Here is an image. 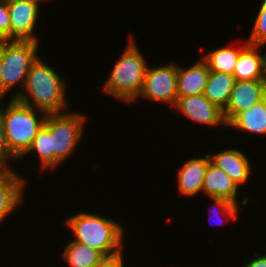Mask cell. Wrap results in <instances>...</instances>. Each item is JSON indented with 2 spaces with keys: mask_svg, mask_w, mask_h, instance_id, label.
Wrapping results in <instances>:
<instances>
[{
  "mask_svg": "<svg viewBox=\"0 0 266 267\" xmlns=\"http://www.w3.org/2000/svg\"><path fill=\"white\" fill-rule=\"evenodd\" d=\"M23 88L11 99L47 114L63 113L68 108L66 81L40 57L31 65Z\"/></svg>",
  "mask_w": 266,
  "mask_h": 267,
  "instance_id": "1",
  "label": "cell"
},
{
  "mask_svg": "<svg viewBox=\"0 0 266 267\" xmlns=\"http://www.w3.org/2000/svg\"><path fill=\"white\" fill-rule=\"evenodd\" d=\"M65 220L66 227L73 231L74 241L98 250L105 257L122 252L124 226L115 220L84 211Z\"/></svg>",
  "mask_w": 266,
  "mask_h": 267,
  "instance_id": "2",
  "label": "cell"
},
{
  "mask_svg": "<svg viewBox=\"0 0 266 267\" xmlns=\"http://www.w3.org/2000/svg\"><path fill=\"white\" fill-rule=\"evenodd\" d=\"M147 68L144 56L130 35L102 90L119 101L134 103L141 93Z\"/></svg>",
  "mask_w": 266,
  "mask_h": 267,
  "instance_id": "3",
  "label": "cell"
},
{
  "mask_svg": "<svg viewBox=\"0 0 266 267\" xmlns=\"http://www.w3.org/2000/svg\"><path fill=\"white\" fill-rule=\"evenodd\" d=\"M47 115L44 111L22 104L16 99L10 98L6 108L2 104L6 141L9 151L18 160L31 147Z\"/></svg>",
  "mask_w": 266,
  "mask_h": 267,
  "instance_id": "4",
  "label": "cell"
},
{
  "mask_svg": "<svg viewBox=\"0 0 266 267\" xmlns=\"http://www.w3.org/2000/svg\"><path fill=\"white\" fill-rule=\"evenodd\" d=\"M40 42L34 40H3L0 55L3 60L2 100L17 84L24 87L27 73L37 60Z\"/></svg>",
  "mask_w": 266,
  "mask_h": 267,
  "instance_id": "5",
  "label": "cell"
},
{
  "mask_svg": "<svg viewBox=\"0 0 266 267\" xmlns=\"http://www.w3.org/2000/svg\"><path fill=\"white\" fill-rule=\"evenodd\" d=\"M86 115L80 112L48 114L44 127L50 132L52 150H54V169L62 165L74 153L84 132ZM71 155V156H70Z\"/></svg>",
  "mask_w": 266,
  "mask_h": 267,
  "instance_id": "6",
  "label": "cell"
},
{
  "mask_svg": "<svg viewBox=\"0 0 266 267\" xmlns=\"http://www.w3.org/2000/svg\"><path fill=\"white\" fill-rule=\"evenodd\" d=\"M177 74L178 65L173 62L160 67L148 65L138 98L143 97L149 101L166 103L174 108L178 97Z\"/></svg>",
  "mask_w": 266,
  "mask_h": 267,
  "instance_id": "7",
  "label": "cell"
},
{
  "mask_svg": "<svg viewBox=\"0 0 266 267\" xmlns=\"http://www.w3.org/2000/svg\"><path fill=\"white\" fill-rule=\"evenodd\" d=\"M174 108L177 109L176 113L181 112L195 123L210 127L227 126L222 110L212 104L203 94L177 97Z\"/></svg>",
  "mask_w": 266,
  "mask_h": 267,
  "instance_id": "8",
  "label": "cell"
},
{
  "mask_svg": "<svg viewBox=\"0 0 266 267\" xmlns=\"http://www.w3.org/2000/svg\"><path fill=\"white\" fill-rule=\"evenodd\" d=\"M266 97V89L262 81L236 80L226 108L222 111L228 125L239 113L252 107Z\"/></svg>",
  "mask_w": 266,
  "mask_h": 267,
  "instance_id": "9",
  "label": "cell"
},
{
  "mask_svg": "<svg viewBox=\"0 0 266 267\" xmlns=\"http://www.w3.org/2000/svg\"><path fill=\"white\" fill-rule=\"evenodd\" d=\"M11 22V39L34 40L39 38L34 34L36 22L39 19V5L21 0H7Z\"/></svg>",
  "mask_w": 266,
  "mask_h": 267,
  "instance_id": "10",
  "label": "cell"
},
{
  "mask_svg": "<svg viewBox=\"0 0 266 267\" xmlns=\"http://www.w3.org/2000/svg\"><path fill=\"white\" fill-rule=\"evenodd\" d=\"M26 182L12 168L0 169V224L23 203Z\"/></svg>",
  "mask_w": 266,
  "mask_h": 267,
  "instance_id": "11",
  "label": "cell"
},
{
  "mask_svg": "<svg viewBox=\"0 0 266 267\" xmlns=\"http://www.w3.org/2000/svg\"><path fill=\"white\" fill-rule=\"evenodd\" d=\"M238 191L239 186L234 180L209 161L201 193H204L209 198H222L239 205V200L237 199Z\"/></svg>",
  "mask_w": 266,
  "mask_h": 267,
  "instance_id": "12",
  "label": "cell"
},
{
  "mask_svg": "<svg viewBox=\"0 0 266 267\" xmlns=\"http://www.w3.org/2000/svg\"><path fill=\"white\" fill-rule=\"evenodd\" d=\"M209 161L210 157L207 153L204 157L192 158L184 162L178 169L179 193L185 197H195L201 192Z\"/></svg>",
  "mask_w": 266,
  "mask_h": 267,
  "instance_id": "13",
  "label": "cell"
},
{
  "mask_svg": "<svg viewBox=\"0 0 266 267\" xmlns=\"http://www.w3.org/2000/svg\"><path fill=\"white\" fill-rule=\"evenodd\" d=\"M210 161L226 172L240 187L245 184L251 175V161L245 153L237 149H225L216 154H209Z\"/></svg>",
  "mask_w": 266,
  "mask_h": 267,
  "instance_id": "14",
  "label": "cell"
},
{
  "mask_svg": "<svg viewBox=\"0 0 266 267\" xmlns=\"http://www.w3.org/2000/svg\"><path fill=\"white\" fill-rule=\"evenodd\" d=\"M207 63L200 58L188 68H183L178 64L177 74V95L187 97L203 94L205 85L209 77Z\"/></svg>",
  "mask_w": 266,
  "mask_h": 267,
  "instance_id": "15",
  "label": "cell"
},
{
  "mask_svg": "<svg viewBox=\"0 0 266 267\" xmlns=\"http://www.w3.org/2000/svg\"><path fill=\"white\" fill-rule=\"evenodd\" d=\"M235 83L236 78L233 74L210 71L203 95L223 111Z\"/></svg>",
  "mask_w": 266,
  "mask_h": 267,
  "instance_id": "16",
  "label": "cell"
},
{
  "mask_svg": "<svg viewBox=\"0 0 266 267\" xmlns=\"http://www.w3.org/2000/svg\"><path fill=\"white\" fill-rule=\"evenodd\" d=\"M238 132L266 135V97L244 112L239 113L228 125Z\"/></svg>",
  "mask_w": 266,
  "mask_h": 267,
  "instance_id": "17",
  "label": "cell"
},
{
  "mask_svg": "<svg viewBox=\"0 0 266 267\" xmlns=\"http://www.w3.org/2000/svg\"><path fill=\"white\" fill-rule=\"evenodd\" d=\"M259 46L247 44L239 54L233 75L236 80H262V55Z\"/></svg>",
  "mask_w": 266,
  "mask_h": 267,
  "instance_id": "18",
  "label": "cell"
},
{
  "mask_svg": "<svg viewBox=\"0 0 266 267\" xmlns=\"http://www.w3.org/2000/svg\"><path fill=\"white\" fill-rule=\"evenodd\" d=\"M62 257L69 267H97L105 258L98 250L74 240L66 244Z\"/></svg>",
  "mask_w": 266,
  "mask_h": 267,
  "instance_id": "19",
  "label": "cell"
},
{
  "mask_svg": "<svg viewBox=\"0 0 266 267\" xmlns=\"http://www.w3.org/2000/svg\"><path fill=\"white\" fill-rule=\"evenodd\" d=\"M240 47H218L214 50H207V53L202 56V59L207 63L210 71L233 74L234 68L237 63L240 51L248 44Z\"/></svg>",
  "mask_w": 266,
  "mask_h": 267,
  "instance_id": "20",
  "label": "cell"
},
{
  "mask_svg": "<svg viewBox=\"0 0 266 267\" xmlns=\"http://www.w3.org/2000/svg\"><path fill=\"white\" fill-rule=\"evenodd\" d=\"M36 152L39 156L40 168L43 170L54 169V150H52L50 132L43 126L36 137L34 138L31 147L20 158H25L26 155Z\"/></svg>",
  "mask_w": 266,
  "mask_h": 267,
  "instance_id": "21",
  "label": "cell"
},
{
  "mask_svg": "<svg viewBox=\"0 0 266 267\" xmlns=\"http://www.w3.org/2000/svg\"><path fill=\"white\" fill-rule=\"evenodd\" d=\"M249 34L247 42L251 45L262 47L266 44V0H263Z\"/></svg>",
  "mask_w": 266,
  "mask_h": 267,
  "instance_id": "22",
  "label": "cell"
},
{
  "mask_svg": "<svg viewBox=\"0 0 266 267\" xmlns=\"http://www.w3.org/2000/svg\"><path fill=\"white\" fill-rule=\"evenodd\" d=\"M214 202V207L216 210L213 209V211H218L219 214L223 215L226 219L225 222H227L229 219L236 220L239 215V211L241 212L244 208L233 204L232 202H229L222 198H210ZM212 206V207H213ZM221 218V217H220Z\"/></svg>",
  "mask_w": 266,
  "mask_h": 267,
  "instance_id": "23",
  "label": "cell"
},
{
  "mask_svg": "<svg viewBox=\"0 0 266 267\" xmlns=\"http://www.w3.org/2000/svg\"><path fill=\"white\" fill-rule=\"evenodd\" d=\"M0 100V169L11 168L8 159L17 160V158L9 151L8 144L6 141L4 122L2 118V105Z\"/></svg>",
  "mask_w": 266,
  "mask_h": 267,
  "instance_id": "24",
  "label": "cell"
},
{
  "mask_svg": "<svg viewBox=\"0 0 266 267\" xmlns=\"http://www.w3.org/2000/svg\"><path fill=\"white\" fill-rule=\"evenodd\" d=\"M0 37L3 40L11 39V22L7 0H0Z\"/></svg>",
  "mask_w": 266,
  "mask_h": 267,
  "instance_id": "25",
  "label": "cell"
},
{
  "mask_svg": "<svg viewBox=\"0 0 266 267\" xmlns=\"http://www.w3.org/2000/svg\"><path fill=\"white\" fill-rule=\"evenodd\" d=\"M124 261H123V251L113 255L105 257L97 267H123Z\"/></svg>",
  "mask_w": 266,
  "mask_h": 267,
  "instance_id": "26",
  "label": "cell"
},
{
  "mask_svg": "<svg viewBox=\"0 0 266 267\" xmlns=\"http://www.w3.org/2000/svg\"><path fill=\"white\" fill-rule=\"evenodd\" d=\"M254 259L248 261L242 267H266V254L255 253Z\"/></svg>",
  "mask_w": 266,
  "mask_h": 267,
  "instance_id": "27",
  "label": "cell"
},
{
  "mask_svg": "<svg viewBox=\"0 0 266 267\" xmlns=\"http://www.w3.org/2000/svg\"><path fill=\"white\" fill-rule=\"evenodd\" d=\"M266 89V52L262 55V80Z\"/></svg>",
  "mask_w": 266,
  "mask_h": 267,
  "instance_id": "28",
  "label": "cell"
},
{
  "mask_svg": "<svg viewBox=\"0 0 266 267\" xmlns=\"http://www.w3.org/2000/svg\"><path fill=\"white\" fill-rule=\"evenodd\" d=\"M2 71H3V60L0 55V100H2Z\"/></svg>",
  "mask_w": 266,
  "mask_h": 267,
  "instance_id": "29",
  "label": "cell"
},
{
  "mask_svg": "<svg viewBox=\"0 0 266 267\" xmlns=\"http://www.w3.org/2000/svg\"><path fill=\"white\" fill-rule=\"evenodd\" d=\"M21 1H27V2H32V3H36L39 6L41 5V0H21ZM43 1H47V0H42ZM49 1V0H48Z\"/></svg>",
  "mask_w": 266,
  "mask_h": 267,
  "instance_id": "30",
  "label": "cell"
},
{
  "mask_svg": "<svg viewBox=\"0 0 266 267\" xmlns=\"http://www.w3.org/2000/svg\"><path fill=\"white\" fill-rule=\"evenodd\" d=\"M3 42V39L0 37V46H1V43Z\"/></svg>",
  "mask_w": 266,
  "mask_h": 267,
  "instance_id": "31",
  "label": "cell"
}]
</instances>
